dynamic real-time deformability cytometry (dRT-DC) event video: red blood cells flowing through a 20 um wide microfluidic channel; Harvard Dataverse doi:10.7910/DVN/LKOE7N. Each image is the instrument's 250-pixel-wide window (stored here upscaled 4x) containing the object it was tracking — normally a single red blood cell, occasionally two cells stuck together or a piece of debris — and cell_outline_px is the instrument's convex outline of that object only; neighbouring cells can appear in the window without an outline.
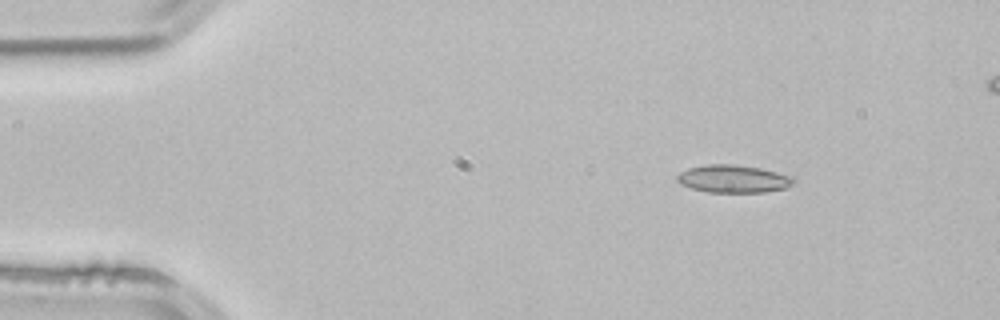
{"species": "common noctule bat (a hibernating species)", "species_latin": "Nyctalus noctula", "temperature_condition": "room temperature", "stored_images_in_passage": 3, "camera_frame_rate_fps": 3000, "um_per_image_px": 0.085, "animal": {"sex": "male", "body_mass_g": 21.5, "forearm_length_mm": 52.0}, "frame": {"image": 1, "passage_image": 1, "time_ms": 0.0, "image_size_px": [1000, 320], "cell_outline_px": [[796, 184], [788, 188], [764, 192], [708, 192], [692, 188], [680, 184], [676, 180], [676, 176], [680, 172], [688, 168], [704, 164], [736, 164], [760, 168], [792, 176], [796, 180]], "centroid_in_image_um": [62.36, 15.2], "position_along_channel_um": 22.6, "area_um2": 19.07}}